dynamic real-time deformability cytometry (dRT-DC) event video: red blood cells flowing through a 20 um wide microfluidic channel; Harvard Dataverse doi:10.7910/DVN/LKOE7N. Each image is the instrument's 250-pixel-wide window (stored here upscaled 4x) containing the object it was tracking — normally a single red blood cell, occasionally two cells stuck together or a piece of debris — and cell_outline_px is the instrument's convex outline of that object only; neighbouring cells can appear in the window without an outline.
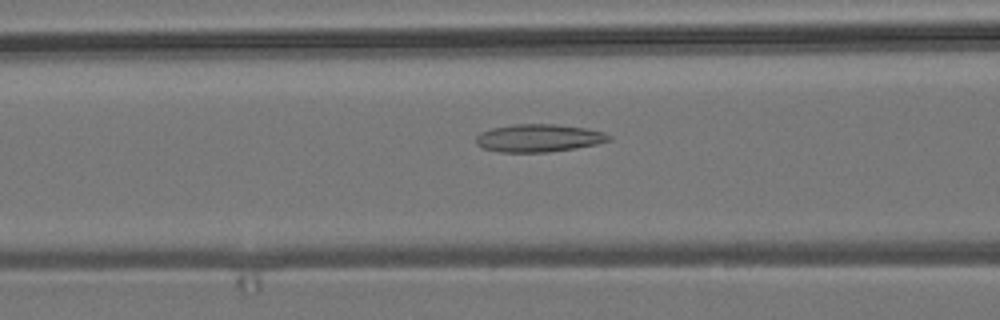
{"species": "common noctule bat (a hibernating species)", "species_latin": "Nyctalus noctula", "temperature_condition": "room temperature", "stored_images_in_passage": 49, "camera_frame_rate_fps": 3000, "um_per_image_px": 0.085, "animal": {"sex": "male", "body_mass_g": 19.2, "forearm_length_mm": 51.8}, "frame": {"image": 1, "passage_image": 21, "time_ms": 6.667, "image_size_px": [1000, 320], "cell_outline_px": [[612, 140], [596, 144], [576, 148], [548, 152], [500, 152], [484, 148], [476, 144], [476, 136], [480, 132], [492, 128], [516, 124], [556, 124], [584, 128], [604, 132], [612, 136]], "centroid_in_image_um": [45.8, 11.73], "position_along_channel_um": 120.8, "area_um2": 21.5}}
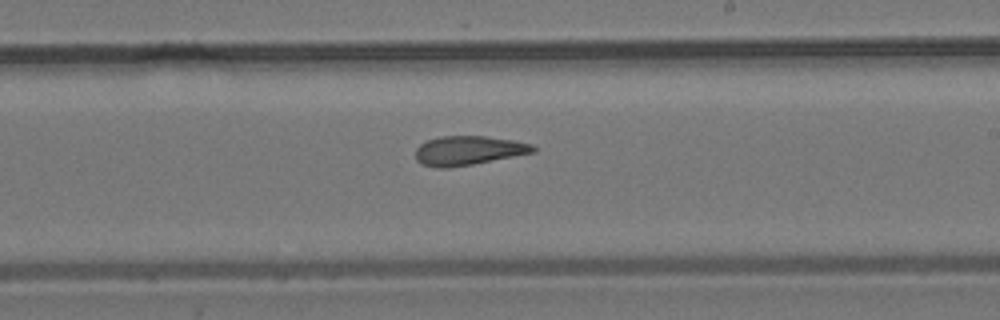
{"frame": {"image": 2, "passage_image": 31, "time_ms": 10.0, "image_size_px": [1000, 320], "cell_outline_px": [[536, 152], [472, 164], [448, 168], [440, 168], [420, 164], [416, 160], [416, 148], [420, 144], [428, 140], [440, 136], [484, 136], [512, 140], [532, 144], [536, 148]], "centroid_in_image_um": [39.79, 12.8], "position_along_channel_um": 249.2, "area_um2": 19.94}}
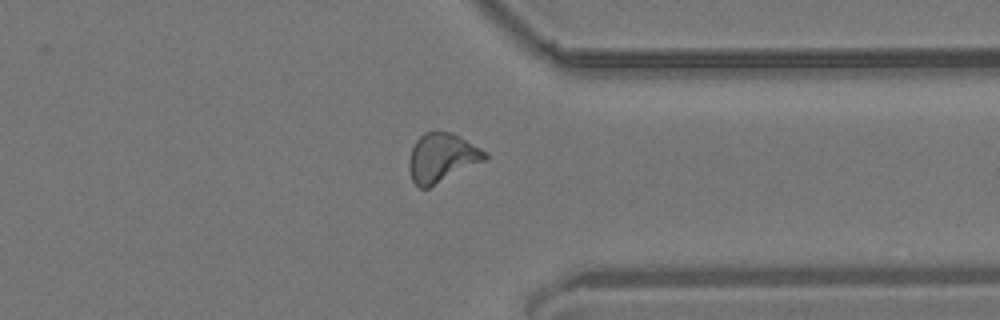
{"frame": {"image": 3, "passage_image": 41, "time_ms": 13.333, "image_size_px": [1000, 320], "cell_outline_px": [[488, 156], [484, 160], [428, 188], [420, 188], [412, 180], [408, 168], [408, 160], [412, 148], [416, 140], [424, 132], [452, 132], [488, 152]], "centroid_in_image_um": [37.53, 13.39], "position_along_channel_um": 373.9, "area_um2": 21.39}, "authors_computed_cell_mechanics": {"area_um2": 20.808, "velocity_mm_per_s": 3.853, "shape_relaxation_time_tau1_ms": null, "shape_relaxation_time_tau2_ms": 3.5889, "deformation_change_tau1": null, "deformation_change_tau2": 0.1262}}